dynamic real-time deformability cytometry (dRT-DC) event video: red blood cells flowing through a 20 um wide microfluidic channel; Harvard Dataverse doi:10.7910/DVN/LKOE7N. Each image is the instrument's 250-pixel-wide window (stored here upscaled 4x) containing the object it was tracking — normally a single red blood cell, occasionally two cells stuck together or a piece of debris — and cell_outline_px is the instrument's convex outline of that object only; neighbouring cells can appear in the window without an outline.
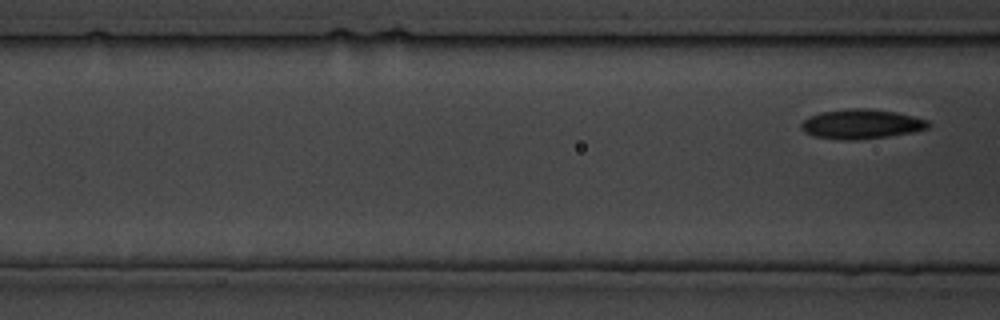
{"species": "common noctule bat (a hibernating species)", "species_latin": "Nyctalus noctula", "temperature_condition": "cold", "stored_images_in_passage": 10, "segment_of_instrument_passage": [2, 2], "camera_frame_rate_fps": 3000, "um_per_image_px": 0.085, "animal": {"sex": "male", "body_mass_g": 19.5, "forearm_length_mm": 54.6}, "frame": {"image": 1, "passage_image": 10, "time_ms": 11.0, "image_size_px": [1000, 320], "cell_outline_px": [[928, 128], [912, 132], [888, 136], [856, 140], [840, 140], [812, 136], [804, 132], [800, 128], [800, 124], [808, 116], [820, 112], [852, 108], [868, 108], [896, 112], [928, 120]], "centroid_in_image_um": [73.15, 10.55], "position_along_channel_um": 93.4, "area_um2": 21.96}}